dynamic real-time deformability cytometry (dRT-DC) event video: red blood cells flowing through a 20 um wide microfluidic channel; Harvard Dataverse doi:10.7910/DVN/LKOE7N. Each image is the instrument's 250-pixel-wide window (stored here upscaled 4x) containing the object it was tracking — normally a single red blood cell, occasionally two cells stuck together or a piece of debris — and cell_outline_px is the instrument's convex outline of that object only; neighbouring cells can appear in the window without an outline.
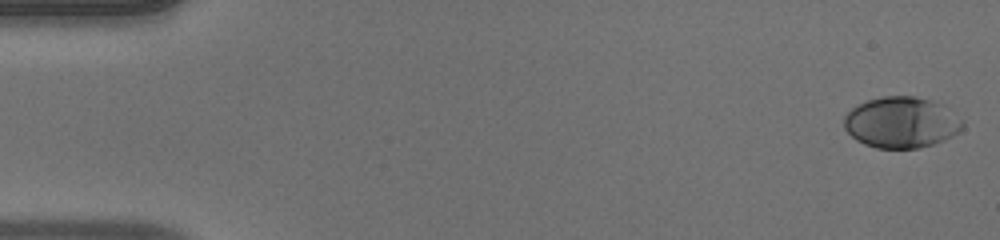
{"species": "human", "species_latin": "Homo sapiens", "temperature_condition": "warm", "stored_images_in_passage": 50, "camera_frame_rate_fps": 3000, "um_per_image_px": 0.085, "donor": {"sex": "male"}, "frame": {"image": 1, "passage_image": 1, "time_ms": 0.0, "image_size_px": [1000, 240], "cell_outline_px": [[964, 128], [952, 136], [944, 140], [932, 144], [916, 148], [876, 148], [864, 144], [856, 140], [844, 128], [844, 116], [852, 108], [868, 100], [884, 96], [912, 96], [928, 100], [940, 104], [964, 120]], "centroid_in_image_um": [76.61, 10.42], "position_along_channel_um": 8.4, "area_um2": 35.03}}
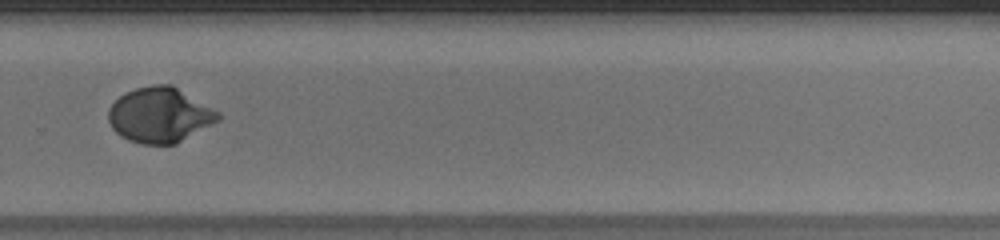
{"frame": {"image": 2, "passage_image": 35, "time_ms": 11.333, "image_size_px": [1000, 240], "cell_outline_px": [[220, 120], [176, 144], [140, 144], [128, 140], [120, 136], [112, 128], [108, 120], [108, 108], [124, 92], [136, 88], [152, 84], [172, 84], [220, 112]], "centroid_in_image_um": [13.57, 9.77], "position_along_channel_um": 316.2, "area_um2": 35.49}}
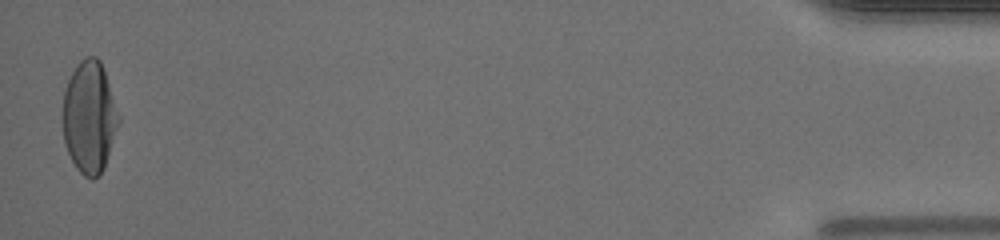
{"frame": {"image": 3, "passage_image": 50, "time_ms": 16.333, "image_size_px": [1000, 240], "cell_outline_px": [[120, 120], [104, 168], [92, 180], [84, 176], [76, 168], [64, 144], [64, 92], [68, 80], [76, 64], [80, 60], [88, 56], [96, 56], [100, 60], [120, 116]], "centroid_in_image_um": [7.6, 9.95], "position_along_channel_um": 427.6, "area_um2": 36.07}, "authors_computed_cell_mechanics": {"area_um2": 34.68, "velocity_mm_per_s": 4.0655, "shape_relaxation_time_tau1_ms": 4.6028, "shape_relaxation_time_tau2_ms": null, "deformation_change_tau1": 0.2212, "deformation_change_tau2": null}}